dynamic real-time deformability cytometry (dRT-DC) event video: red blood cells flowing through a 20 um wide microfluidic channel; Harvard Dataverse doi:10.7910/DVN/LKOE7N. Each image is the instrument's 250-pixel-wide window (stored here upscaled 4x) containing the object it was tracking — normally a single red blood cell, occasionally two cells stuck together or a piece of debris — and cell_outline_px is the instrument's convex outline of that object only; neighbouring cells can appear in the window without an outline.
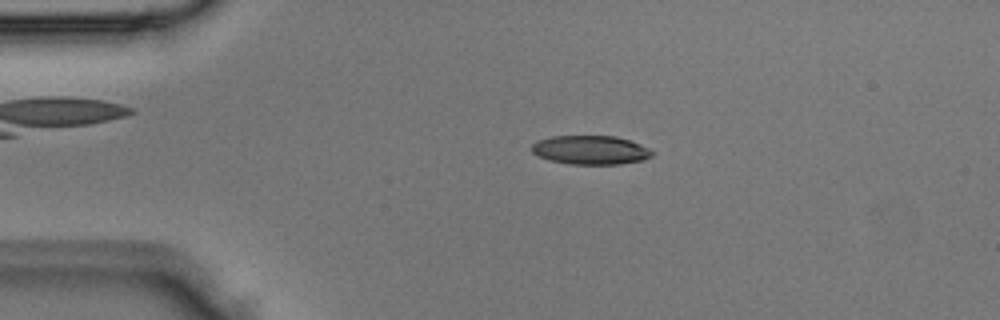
{"species": "Egyptian fruit bat (a non-hibernating species)", "species_latin": "Rousettus aegyptiacus", "temperature_condition": "room temperature", "stored_images_in_passage": 4, "camera_frame_rate_fps": 3000, "um_per_image_px": 0.085, "animal": {"sex": "male"}, "frame": {"image": 1, "passage_image": 3, "time_ms": 0.667, "image_size_px": [1000, 320], "cell_outline_px": [[656, 152], [652, 156], [644, 160], [620, 164], [568, 164], [552, 160], [540, 156], [532, 152], [532, 144], [536, 140], [552, 136], [616, 136], [640, 144]], "centroid_in_image_um": [50.23, 12.75], "position_along_channel_um": 34.8, "area_um2": 20.29}}